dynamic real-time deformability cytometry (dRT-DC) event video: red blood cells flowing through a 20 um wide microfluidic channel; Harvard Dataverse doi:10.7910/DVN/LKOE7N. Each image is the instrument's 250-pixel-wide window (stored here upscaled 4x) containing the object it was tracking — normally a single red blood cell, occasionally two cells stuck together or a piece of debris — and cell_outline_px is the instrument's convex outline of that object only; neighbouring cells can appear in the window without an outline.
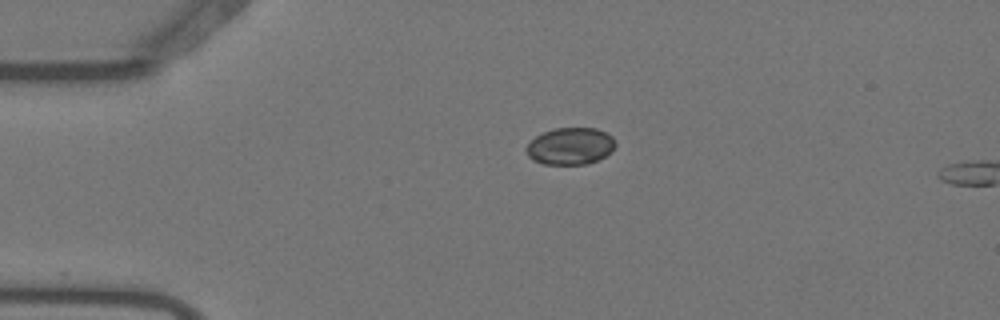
{"species": "Egyptian fruit bat (a non-hibernating species)", "species_latin": "Rousettus aegyptiacus", "temperature_condition": "warm", "stored_images_in_passage": 3, "camera_frame_rate_fps": 3000, "um_per_image_px": 0.085, "animal": {"sex": "female"}, "frame": {"image": 1, "passage_image": 1, "time_ms": 0.0, "image_size_px": [1000, 320], "cell_outline_px": [[616, 144], [612, 152], [588, 164], [544, 164], [532, 160], [528, 156], [524, 148], [536, 136], [552, 128], [596, 128], [612, 136], [616, 140]], "centroid_in_image_um": [48.47, 12.42], "position_along_channel_um": 36.5, "area_um2": 19.31}}